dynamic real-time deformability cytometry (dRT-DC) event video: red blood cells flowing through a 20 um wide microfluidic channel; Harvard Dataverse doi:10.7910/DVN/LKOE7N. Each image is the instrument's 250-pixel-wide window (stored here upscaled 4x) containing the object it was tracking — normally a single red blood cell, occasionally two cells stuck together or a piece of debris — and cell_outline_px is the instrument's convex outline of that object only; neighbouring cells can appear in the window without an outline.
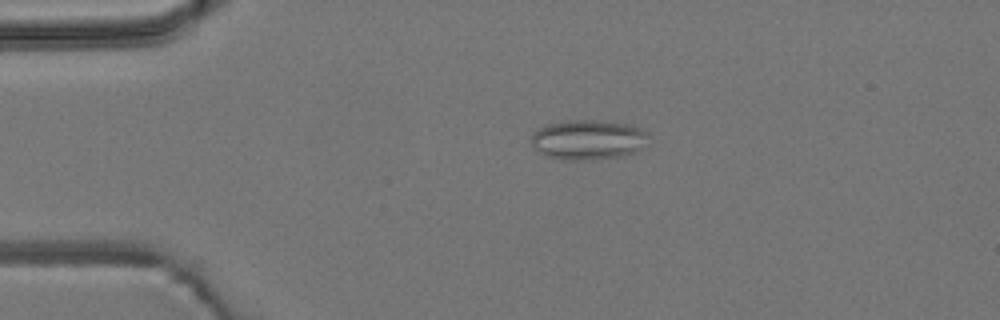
{"species": "common noctule bat (a hibernating species)", "species_latin": "Nyctalus noctula", "temperature_condition": "room temperature", "stored_images_in_passage": 4, "camera_frame_rate_fps": 3000, "um_per_image_px": 0.085, "animal": {"sex": "male", "body_mass_g": 19.2, "forearm_length_mm": 51.8}, "frame": {"image": 1, "passage_image": 4, "time_ms": 1.0, "image_size_px": [1000, 320], "cell_outline_px": [[648, 136], [640, 148], [636, 152], [624, 156], [592, 160], [560, 160], [548, 156], [532, 148], [532, 132], [548, 124], [568, 120], [604, 120], [632, 124], [648, 132]], "centroid_in_image_um": [49.99, 11.87], "position_along_channel_um": 35.0, "area_um2": 27.57}}